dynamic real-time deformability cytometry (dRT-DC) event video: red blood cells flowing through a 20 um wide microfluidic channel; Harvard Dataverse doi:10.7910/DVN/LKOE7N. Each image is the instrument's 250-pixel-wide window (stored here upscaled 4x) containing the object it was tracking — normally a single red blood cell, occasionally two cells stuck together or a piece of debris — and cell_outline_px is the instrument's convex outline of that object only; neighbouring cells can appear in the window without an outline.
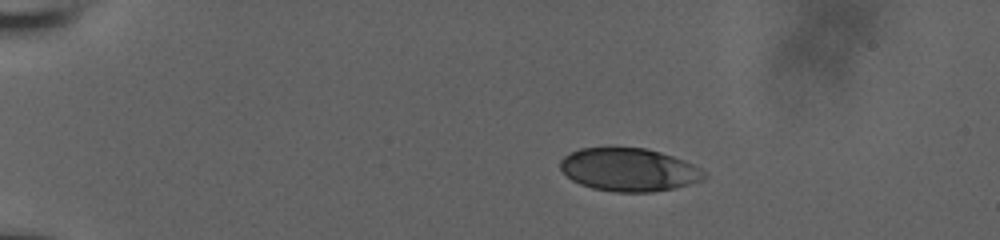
{"species": "human", "species_latin": "Homo sapiens", "temperature_condition": "room temperature", "stored_images_in_passage": 45, "camera_frame_rate_fps": 3000, "um_per_image_px": 0.085, "donor": {"sex": "male"}, "frame": {"image": 1, "passage_image": 1, "time_ms": 0.0, "image_size_px": [1000, 240], "cell_outline_px": [[708, 176], [704, 180], [676, 188], [652, 192], [616, 192], [592, 188], [580, 184], [572, 180], [560, 168], [560, 160], [564, 156], [580, 148], [644, 148], [660, 152], [684, 160], [700, 168]], "centroid_in_image_um": [53.48, 14.44], "position_along_channel_um": 31.5, "area_um2": 36.07}}
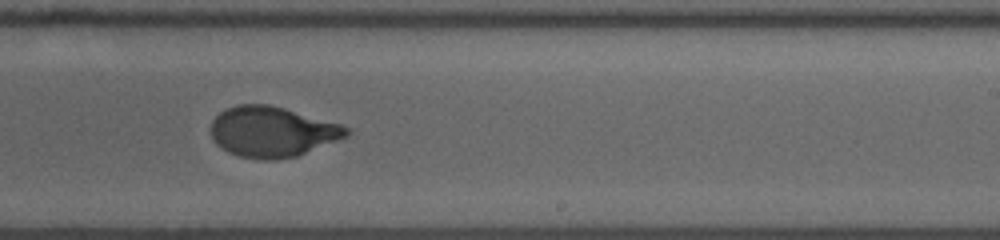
{"frame": {"image": 2, "passage_image": 26, "time_ms": 8.333, "image_size_px": [1000, 240], "cell_outline_px": [[352, 132], [348, 136], [296, 156], [276, 160], [260, 160], [240, 156], [228, 152], [216, 144], [212, 140], [212, 120], [220, 112], [236, 104], [268, 104], [284, 108], [340, 124], [348, 128]], "centroid_in_image_um": [23.12, 11.2], "position_along_channel_um": 265.9, "area_um2": 39.71}}
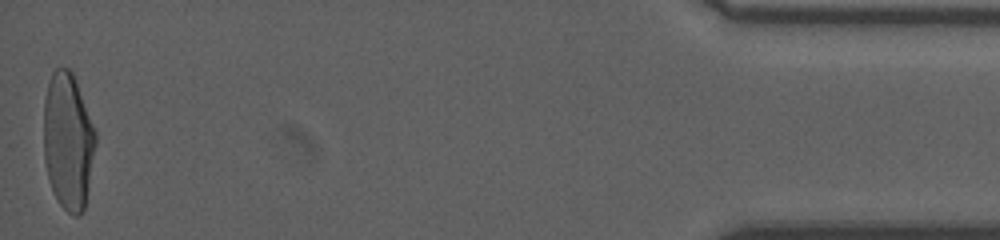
{"frame": {"image": 3, "passage_image": 45, "time_ms": 14.667, "image_size_px": [1000, 240], "cell_outline_px": [[96, 144], [88, 188], [84, 208], [80, 216], [72, 216], [60, 204], [52, 188], [48, 176], [44, 160], [44, 100], [48, 80], [52, 72], [56, 68], [68, 68], [72, 72], [96, 132]], "centroid_in_image_um": [5.78, 11.99], "position_along_channel_um": 429.4, "area_um2": 41.15}, "authors_computed_cell_mechanics": {"area_um2": 39.7086, "velocity_mm_per_s": 3.8744, "shape_relaxation_time_tau1_ms": 4.3499, "shape_relaxation_time_tau2_ms": null, "deformation_change_tau1": 0.2045, "deformation_change_tau2": null}}